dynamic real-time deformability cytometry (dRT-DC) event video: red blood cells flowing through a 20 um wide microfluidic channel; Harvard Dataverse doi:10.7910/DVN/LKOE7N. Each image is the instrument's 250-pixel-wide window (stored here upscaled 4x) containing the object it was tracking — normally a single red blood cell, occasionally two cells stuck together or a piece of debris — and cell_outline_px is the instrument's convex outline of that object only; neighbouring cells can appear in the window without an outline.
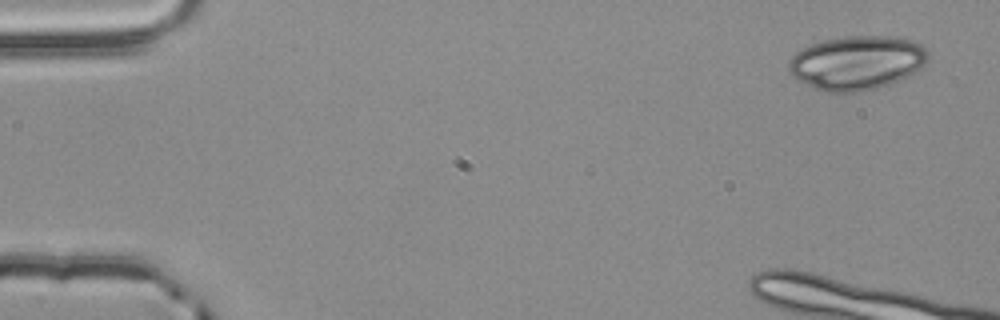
{"species": "common noctule bat (a hibernating species)", "species_latin": "Nyctalus noctula", "temperature_condition": "room temperature", "stored_images_in_passage": 5, "camera_frame_rate_fps": 3000, "um_per_image_px": 0.085, "animal": {"sex": "male", "body_mass_g": 20.4}, "frame": {"image": 1, "passage_image": 1, "time_ms": 0.0, "image_size_px": [1000, 320], "cell_outline_px": [[928, 60], [920, 68], [908, 76], [888, 84], [876, 88], [860, 92], [828, 92], [804, 84], [796, 80], [788, 72], [788, 60], [796, 52], [812, 44], [824, 40], [844, 36], [892, 36], [912, 40], [920, 44], [928, 52]], "centroid_in_image_um": [72.81, 5.33], "position_along_channel_um": 12.2, "area_um2": 43.93}}